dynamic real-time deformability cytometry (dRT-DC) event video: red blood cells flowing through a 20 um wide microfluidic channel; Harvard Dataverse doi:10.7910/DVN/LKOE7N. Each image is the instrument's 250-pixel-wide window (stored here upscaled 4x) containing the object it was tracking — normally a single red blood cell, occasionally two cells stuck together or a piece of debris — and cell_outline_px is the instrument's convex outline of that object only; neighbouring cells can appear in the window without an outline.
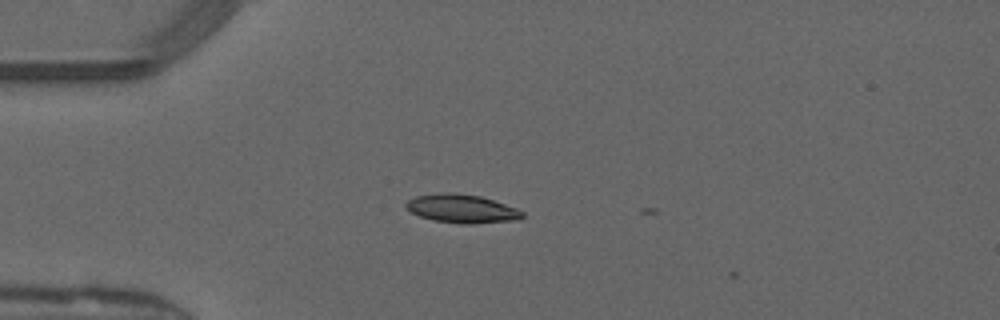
{"species": "common noctule bat (a hibernating species)", "species_latin": "Nyctalus noctula", "temperature_condition": "warm", "stored_images_in_passage": 3, "camera_frame_rate_fps": 3000, "um_per_image_px": 0.085, "animal": {"sex": "male", "forearm_length_mm": 52.5}, "frame": {"image": 1, "passage_image": 2, "time_ms": 0.333, "image_size_px": [1000, 320], "cell_outline_px": [[524, 216], [520, 220], [472, 224], [460, 224], [432, 220], [420, 216], [412, 212], [404, 204], [408, 200], [416, 196], [440, 192], [452, 192], [480, 196], [516, 208], [524, 212]], "centroid_in_image_um": [39.27, 17.74], "position_along_channel_um": 45.7, "area_um2": 19.42}}